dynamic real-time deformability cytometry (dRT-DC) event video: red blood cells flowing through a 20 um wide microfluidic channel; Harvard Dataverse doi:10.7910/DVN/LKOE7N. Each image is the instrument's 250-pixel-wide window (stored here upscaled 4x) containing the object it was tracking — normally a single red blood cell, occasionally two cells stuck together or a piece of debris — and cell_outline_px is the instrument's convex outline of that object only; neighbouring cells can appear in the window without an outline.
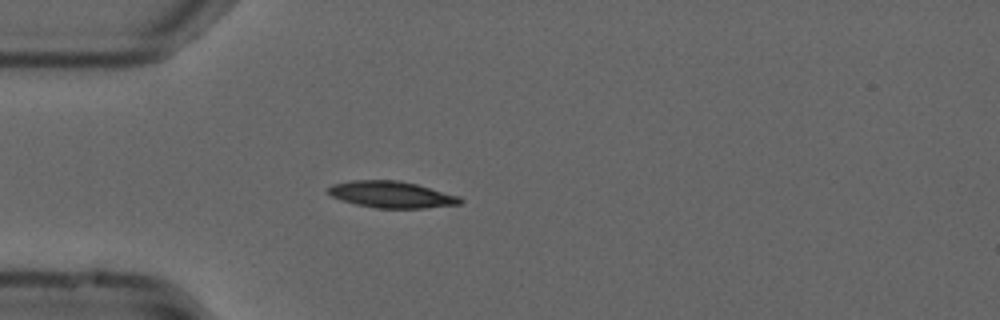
{"species": "common noctule bat (a hibernating species)", "species_latin": "Nyctalus noctula", "temperature_condition": "cold", "stored_images_in_passage": 40, "camera_frame_rate_fps": 3000, "um_per_image_px": 0.085, "animal": {"sex": "male", "forearm_length_mm": 52.5}, "frame": {"image": 1, "passage_image": 1, "time_ms": 0.0, "image_size_px": [1000, 320], "cell_outline_px": [[460, 204], [416, 208], [384, 208], [360, 204], [344, 200], [328, 192], [328, 188], [336, 184], [360, 180], [388, 180], [416, 184], [456, 196], [460, 200]], "centroid_in_image_um": [33.29, 16.53], "position_along_channel_um": 51.7, "area_um2": 19.13}}
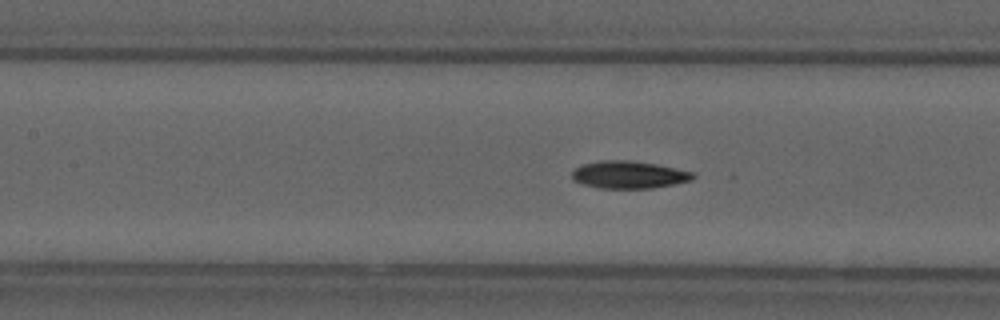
{"frame": {"image": 2, "passage_image": 10, "time_ms": 3.0, "image_size_px": [1000, 320], "cell_outline_px": [[692, 176], [688, 180], [668, 184], [644, 188], [608, 188], [588, 184], [576, 180], [572, 176], [572, 172], [576, 168], [588, 164], [652, 164], [672, 168], [688, 172]], "centroid_in_image_um": [53.44, 14.92], "position_along_channel_um": 154.0, "area_um2": 16.59}}
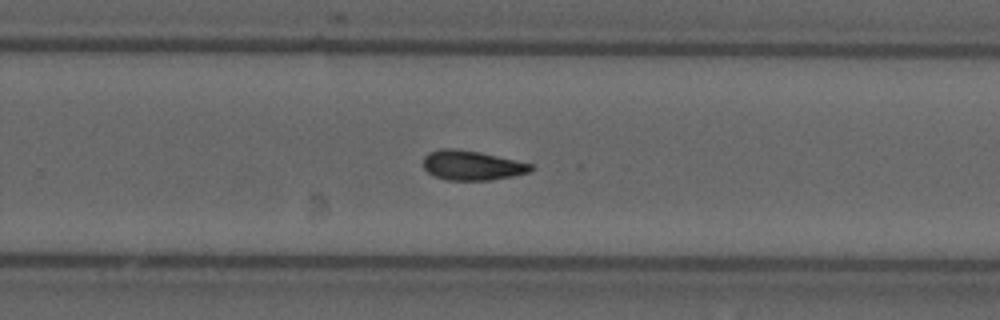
{"frame": {"image": 3, "passage_image": 21, "time_ms": 6.667, "image_size_px": [1000, 320], "cell_outline_px": [[532, 168], [528, 172], [508, 176], [484, 180], [452, 180], [436, 176], [428, 172], [424, 168], [424, 160], [432, 152], [476, 152], [532, 164]], "centroid_in_image_um": [40.16, 14.12], "position_along_channel_um": 289.6, "area_um2": 16.82}, "authors_computed_cell_mechanics": {"area_um2": 16.8198, "velocity_mm_per_s": 3.7112, "shape_relaxation_time_tau1_ms": 7.6901, "shape_relaxation_time_tau2_ms": null, "deformation_change_tau1": 0.1583, "deformation_change_tau2": null}}